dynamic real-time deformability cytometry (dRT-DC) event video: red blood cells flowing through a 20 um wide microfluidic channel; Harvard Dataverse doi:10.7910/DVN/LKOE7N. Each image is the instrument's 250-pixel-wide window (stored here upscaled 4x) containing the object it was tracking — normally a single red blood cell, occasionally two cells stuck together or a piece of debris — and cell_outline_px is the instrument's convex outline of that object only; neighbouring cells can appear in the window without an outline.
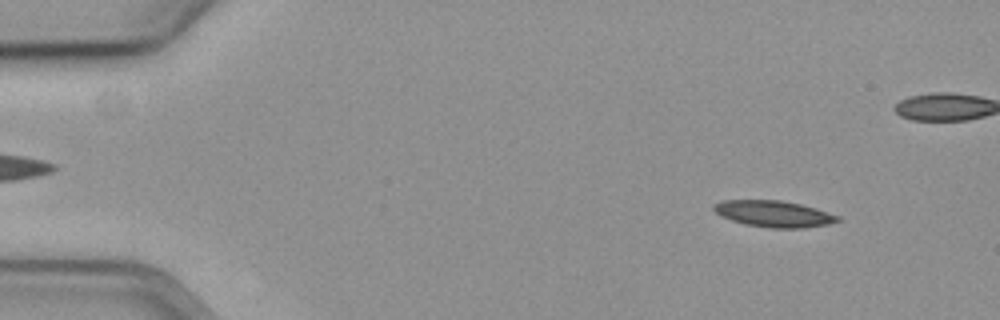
{"species": "common noctule bat (a hibernating species)", "species_latin": "Nyctalus noctula", "temperature_condition": "cold", "stored_images_in_passage": 59, "camera_frame_rate_fps": 3000, "um_per_image_px": 0.085, "animal": {"sex": "female", "body_mass_g": 19.3, "forearm_length_mm": 54.1}, "frame": {"image": 1, "passage_image": 6, "time_ms": 1.667, "image_size_px": [1000, 320], "cell_outline_px": [[840, 220], [828, 224], [804, 228], [768, 228], [744, 224], [720, 216], [712, 208], [712, 204], [720, 200], [780, 200], [800, 204], [816, 208], [840, 216]], "centroid_in_image_um": [65.74, 18.17], "position_along_channel_um": 19.3, "area_um2": 19.19}}
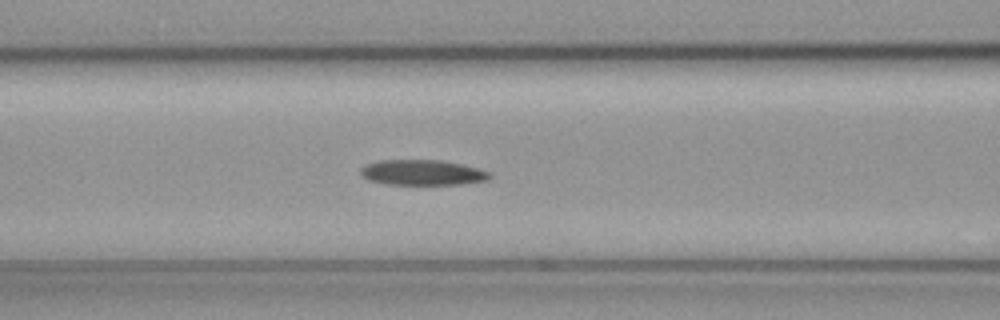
{"frame": {"image": 2, "passage_image": 24, "time_ms": 7.667, "image_size_px": [1000, 320], "cell_outline_px": [[492, 176], [488, 180], [464, 184], [388, 184], [368, 180], [360, 172], [360, 168], [364, 164], [380, 160], [440, 160], [460, 164], [492, 172]], "centroid_in_image_um": [35.91, 14.66], "position_along_channel_um": 130.7, "area_um2": 19.07}}
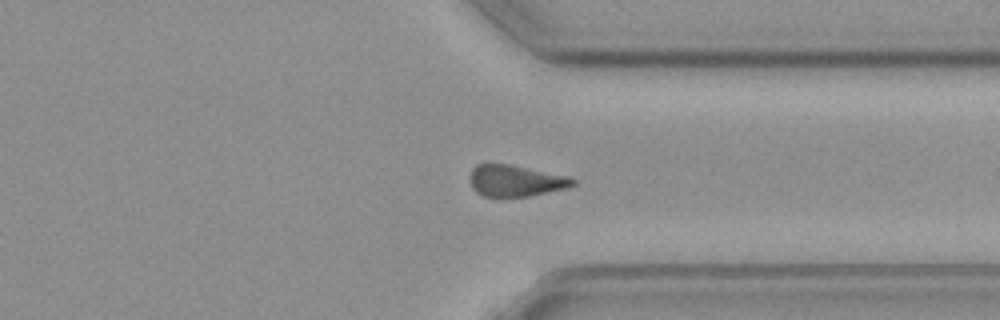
{"frame": {"image": 3, "passage_image": 44, "time_ms": 14.333, "image_size_px": [1000, 320], "cell_outline_px": [[576, 184], [568, 188], [528, 196], [480, 196], [472, 188], [472, 168], [476, 164], [508, 164], [568, 176], [576, 180]], "centroid_in_image_um": [43.85, 15.37], "position_along_channel_um": 367.5, "area_um2": 18.61}, "authors_computed_cell_mechanics": {"area_um2": 19.4208, "velocity_mm_per_s": 3.5629, "shape_relaxation_time_tau1_ms": 7.2294, "shape_relaxation_time_tau2_ms": null, "deformation_change_tau1": 0.1443, "deformation_change_tau2": null}}